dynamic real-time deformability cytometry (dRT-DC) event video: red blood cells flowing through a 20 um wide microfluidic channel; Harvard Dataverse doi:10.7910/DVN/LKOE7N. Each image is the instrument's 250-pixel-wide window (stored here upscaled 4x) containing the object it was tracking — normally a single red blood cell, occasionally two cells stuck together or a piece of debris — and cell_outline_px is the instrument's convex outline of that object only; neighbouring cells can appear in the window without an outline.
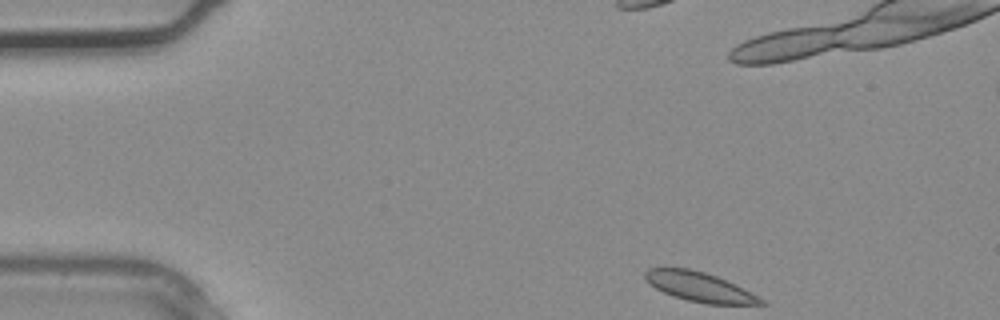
{"species": "common noctule bat (a hibernating species)", "species_latin": "Nyctalus noctula", "temperature_condition": "warm", "stored_images_in_passage": 4, "camera_frame_rate_fps": 3000, "um_per_image_px": 0.085, "animal": {"sex": "male", "body_mass_g": 20.4}, "frame": {"image": 1, "passage_image": 1, "time_ms": 0.0, "image_size_px": [1000, 320], "cell_outline_px": [[768, 304], [708, 304], [688, 300], [672, 296], [656, 288], [644, 276], [644, 272], [648, 268], [688, 268], [704, 272], [716, 276], [736, 284], [744, 288], [764, 300]], "centroid_in_image_um": [59.48, 24.38], "position_along_channel_um": 25.5, "area_um2": 19.65}}